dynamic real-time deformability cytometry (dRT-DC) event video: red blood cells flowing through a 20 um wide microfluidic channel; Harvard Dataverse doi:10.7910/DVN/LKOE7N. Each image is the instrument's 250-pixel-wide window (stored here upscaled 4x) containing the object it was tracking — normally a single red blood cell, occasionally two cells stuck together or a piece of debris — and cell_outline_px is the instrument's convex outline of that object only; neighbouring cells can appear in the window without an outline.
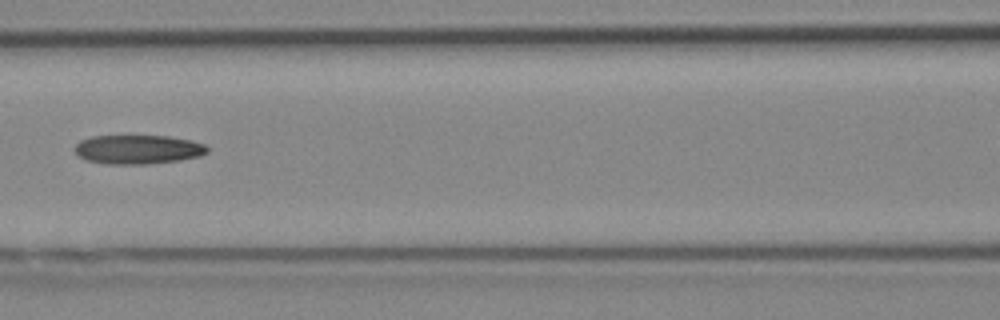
{"species": "Egyptian fruit bat (a non-hibernating species)", "species_latin": "Rousettus aegyptiacus", "temperature_condition": "cold", "stored_images_in_passage": 7, "segment_of_instrument_passage": [1, 2], "camera_frame_rate_fps": 3000, "um_per_image_px": 0.085, "animal": {"sex": "female"}, "frame": {"image": 1, "passage_image": 6, "time_ms": 1.667, "image_size_px": [1000, 320], "cell_outline_px": [[208, 152], [200, 156], [180, 160], [148, 164], [108, 164], [84, 160], [72, 148], [80, 140], [92, 136], [168, 136], [192, 140], [204, 144], [208, 148]], "centroid_in_image_um": [11.72, 12.7], "position_along_channel_um": 154.9, "area_um2": 22.6}}